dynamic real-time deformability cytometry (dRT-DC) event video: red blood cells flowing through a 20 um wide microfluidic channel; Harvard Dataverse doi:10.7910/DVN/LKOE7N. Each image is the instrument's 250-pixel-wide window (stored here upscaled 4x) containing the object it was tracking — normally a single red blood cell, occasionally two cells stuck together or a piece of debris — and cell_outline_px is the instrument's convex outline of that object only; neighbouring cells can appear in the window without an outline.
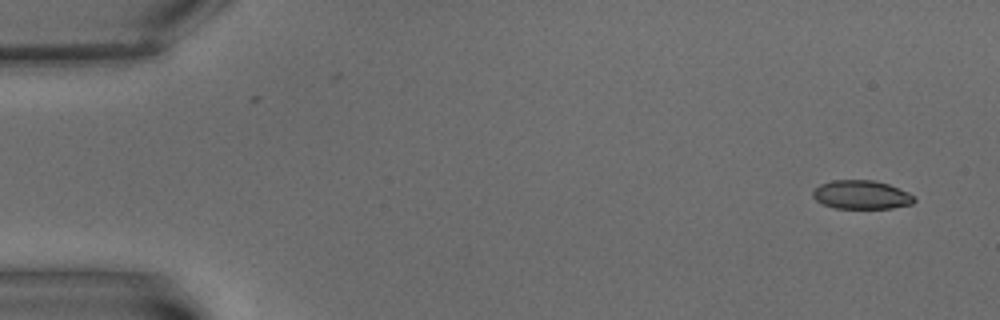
{"species": "common noctule bat (a hibernating species)", "species_latin": "Nyctalus noctula", "temperature_condition": "warm", "stored_images_in_passage": 8, "camera_frame_rate_fps": 3000, "um_per_image_px": 0.085, "animal": {"sex": "male", "body_mass_g": 15.6}, "frame": {"image": 1, "passage_image": 1, "time_ms": 0.0, "image_size_px": [1000, 320], "cell_outline_px": [[916, 200], [912, 204], [892, 208], [836, 208], [824, 204], [816, 200], [812, 196], [812, 188], [820, 184], [832, 180], [872, 180], [888, 184], [908, 192]], "centroid_in_image_um": [73.18, 16.55], "position_along_channel_um": 11.8, "area_um2": 16.94}}
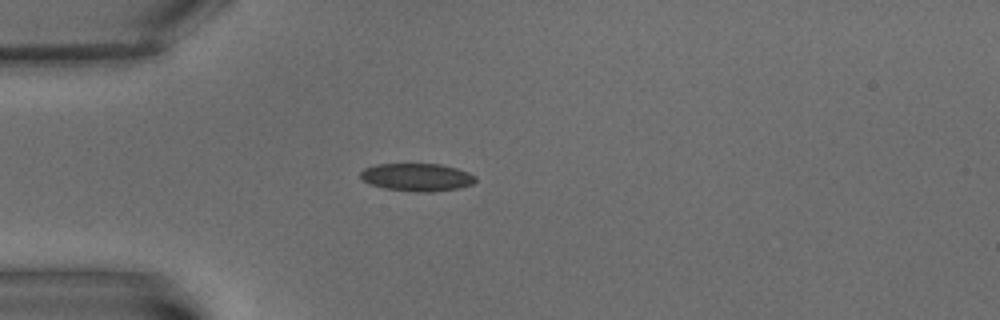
{"frame": {"image": 2, "passage_image": 5, "time_ms": 5.0, "image_size_px": [1000, 320], "cell_outline_px": [[476, 180], [472, 184], [456, 188], [432, 192], [416, 192], [384, 188], [368, 184], [360, 176], [360, 172], [364, 168], [376, 164], [440, 164], [456, 168], [468, 172], [476, 176]], "centroid_in_image_um": [35.42, 15.06], "position_along_channel_um": 49.6, "area_um2": 18.61}}
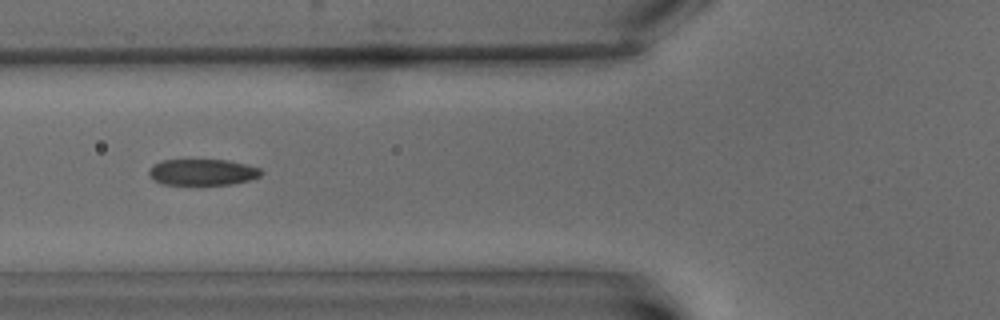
{"frame": {"image": 3, "passage_image": 7, "time_ms": 7.333, "image_size_px": [1000, 320], "cell_outline_px": [[264, 172], [260, 176], [248, 180], [232, 184], [164, 184], [156, 180], [148, 172], [152, 164], [160, 160], [228, 160], [260, 168]], "centroid_in_image_um": [17.23, 14.62], "position_along_channel_um": 108.6, "area_um2": 16.94}}